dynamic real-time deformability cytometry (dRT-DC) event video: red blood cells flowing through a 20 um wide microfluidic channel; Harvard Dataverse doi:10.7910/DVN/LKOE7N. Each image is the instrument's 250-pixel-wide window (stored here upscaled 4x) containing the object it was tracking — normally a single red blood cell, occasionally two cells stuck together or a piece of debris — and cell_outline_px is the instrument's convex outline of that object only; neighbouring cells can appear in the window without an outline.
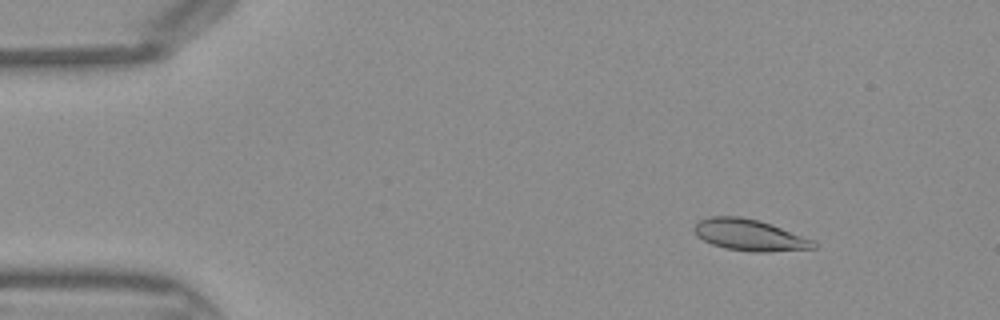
{"species": "Egyptian fruit bat (a non-hibernating species)", "species_latin": "Rousettus aegyptiacus", "temperature_condition": "warm", "stored_images_in_passage": 42, "camera_frame_rate_fps": 3000, "um_per_image_px": 0.085, "frame": {"image": 1, "passage_image": 3, "time_ms": 0.667, "image_size_px": [1000, 320], "cell_outline_px": [[816, 248], [768, 252], [752, 252], [724, 248], [712, 244], [696, 236], [692, 228], [700, 220], [708, 216], [740, 216], [760, 220], [772, 224], [812, 240], [816, 244]], "centroid_in_image_um": [63.67, 19.97], "position_along_channel_um": 21.3, "area_um2": 21.91}}
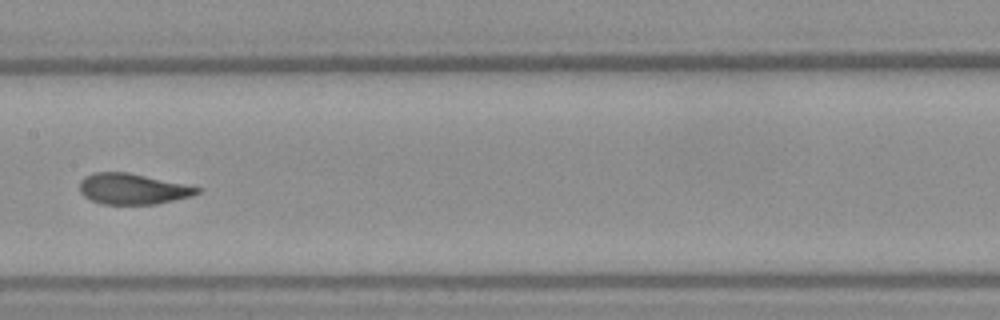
{"frame": {"image": 2, "passage_image": 20, "time_ms": 6.333, "image_size_px": [1000, 320], "cell_outline_px": [[200, 192], [192, 196], [156, 204], [104, 204], [92, 200], [84, 196], [80, 192], [80, 180], [84, 176], [96, 172], [128, 172], [184, 184], [200, 188]], "centroid_in_image_um": [11.26, 16.05], "position_along_channel_um": 196.1, "area_um2": 20.92}}
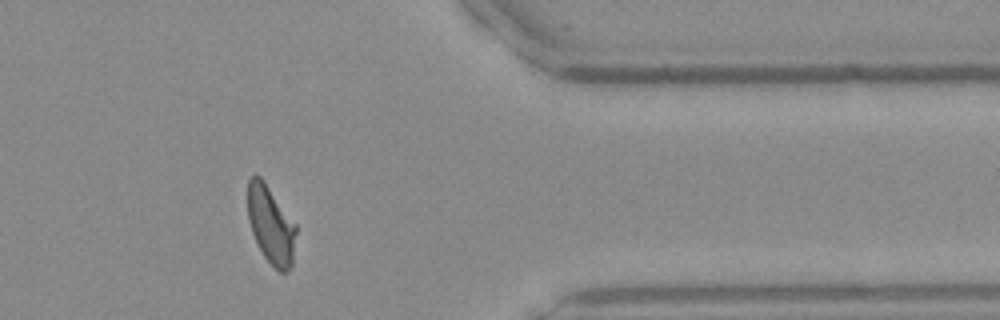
{"frame": {"image": 3, "passage_image": 34, "time_ms": 11.0, "image_size_px": [1000, 320], "cell_outline_px": [[296, 232], [292, 264], [284, 272], [280, 272], [264, 256], [252, 232], [248, 220], [248, 180], [256, 172], [264, 180], [296, 224]], "centroid_in_image_um": [23.01, 19.06], "position_along_channel_um": 388.4, "area_um2": 21.68}}